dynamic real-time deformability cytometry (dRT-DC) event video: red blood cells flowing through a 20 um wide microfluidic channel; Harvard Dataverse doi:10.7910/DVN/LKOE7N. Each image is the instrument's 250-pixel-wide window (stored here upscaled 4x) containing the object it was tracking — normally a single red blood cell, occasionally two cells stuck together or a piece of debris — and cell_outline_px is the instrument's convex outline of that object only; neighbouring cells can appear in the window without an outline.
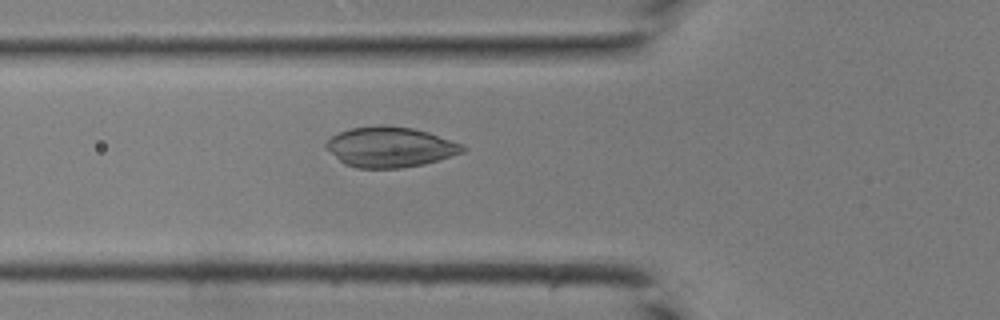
{"species": "common noctule bat (a hibernating species)", "species_latin": "Nyctalus noctula", "temperature_condition": "room temperature", "stored_images_in_passage": 41, "camera_frame_rate_fps": 3000, "um_per_image_px": 0.085, "animal": {"sex": "male", "body_mass_g": 19.0, "forearm_length_mm": 50.8}, "frame": {"image": 1, "passage_image": 16, "time_ms": 5.0, "image_size_px": [1000, 320], "cell_outline_px": [[468, 148], [464, 152], [424, 164], [400, 168], [356, 168], [344, 164], [324, 148], [324, 144], [332, 136], [340, 132], [352, 128], [380, 124], [412, 128], [428, 132], [464, 144]], "centroid_in_image_um": [33.16, 12.5], "position_along_channel_um": 92.6, "area_um2": 32.25}}
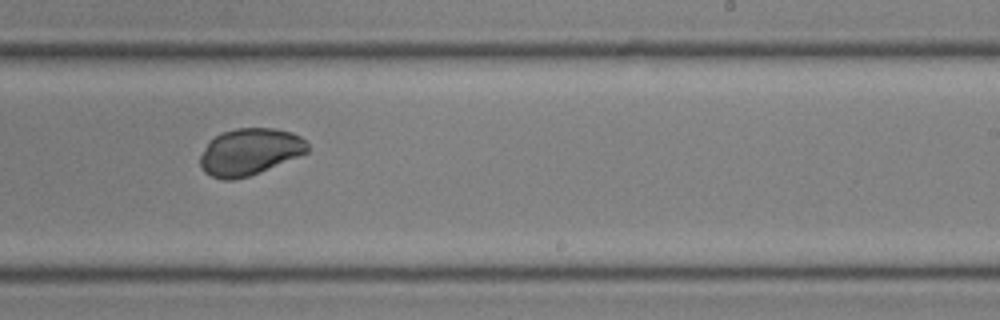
{"frame": {"image": 2, "passage_image": 27, "time_ms": 8.667, "image_size_px": [1000, 320], "cell_outline_px": [[308, 152], [260, 172], [236, 180], [224, 180], [212, 176], [204, 172], [200, 168], [200, 156], [208, 144], [216, 136], [224, 132], [236, 128], [272, 128], [292, 132], [300, 136], [308, 144]], "centroid_in_image_um": [21.22, 12.91], "position_along_channel_um": 267.8, "area_um2": 29.02}}
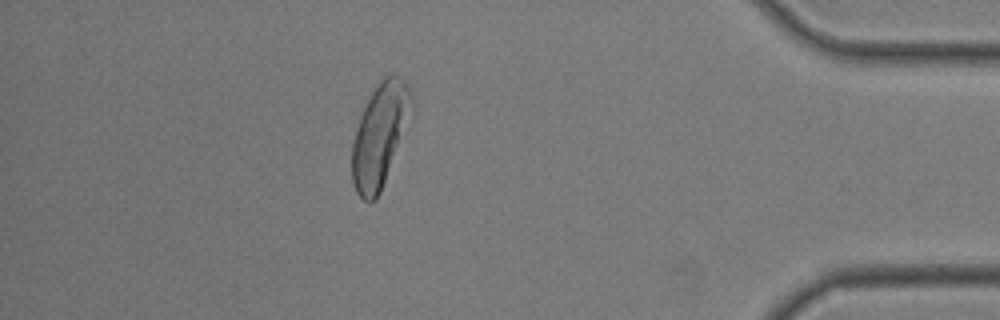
{"frame": {"image": 3, "passage_image": 38, "time_ms": 12.333, "image_size_px": [1000, 320], "cell_outline_px": [[412, 100], [380, 192], [376, 200], [368, 204], [356, 192], [352, 180], [352, 144], [356, 128], [360, 116], [376, 84], [384, 76], [392, 72], [404, 80], [412, 96]], "centroid_in_image_um": [32.2, 11.48], "position_along_channel_um": 403.0, "area_um2": 34.04}}